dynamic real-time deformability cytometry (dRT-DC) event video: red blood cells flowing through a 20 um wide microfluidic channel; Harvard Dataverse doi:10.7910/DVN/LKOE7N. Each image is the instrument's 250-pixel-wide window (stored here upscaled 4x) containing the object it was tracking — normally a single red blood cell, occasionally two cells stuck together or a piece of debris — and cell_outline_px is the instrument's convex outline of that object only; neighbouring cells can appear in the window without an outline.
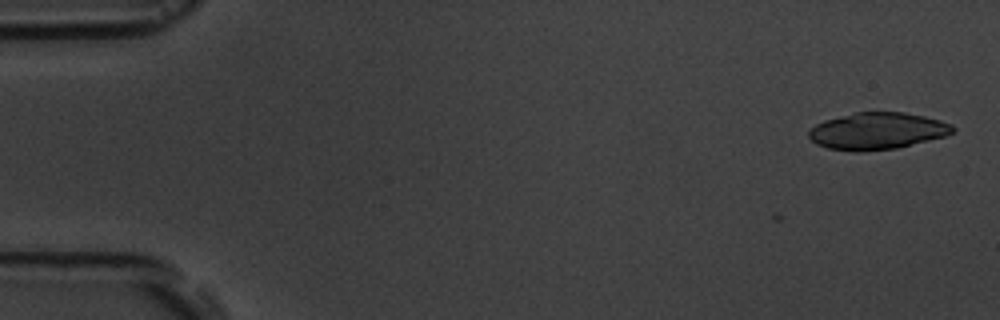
{"species": "common noctule bat (a hibernating species)", "species_latin": "Nyctalus noctula", "temperature_condition": "room temperature", "stored_images_in_passage": 4, "camera_frame_rate_fps": 3000, "um_per_image_px": 0.085, "animal": {"sex": "male", "body_mass_g": 19.5, "forearm_length_mm": 54.6}, "frame": {"image": 1, "passage_image": 1, "time_ms": 0.0, "image_size_px": [1000, 320], "cell_outline_px": [[956, 128], [952, 132], [944, 136], [896, 148], [860, 152], [852, 152], [828, 148], [816, 144], [808, 136], [808, 132], [816, 124], [824, 120], [856, 112], [904, 112], [924, 116], [940, 120], [952, 124]], "centroid_in_image_um": [74.55, 11.14], "position_along_channel_um": 10.5, "area_um2": 30.87}}